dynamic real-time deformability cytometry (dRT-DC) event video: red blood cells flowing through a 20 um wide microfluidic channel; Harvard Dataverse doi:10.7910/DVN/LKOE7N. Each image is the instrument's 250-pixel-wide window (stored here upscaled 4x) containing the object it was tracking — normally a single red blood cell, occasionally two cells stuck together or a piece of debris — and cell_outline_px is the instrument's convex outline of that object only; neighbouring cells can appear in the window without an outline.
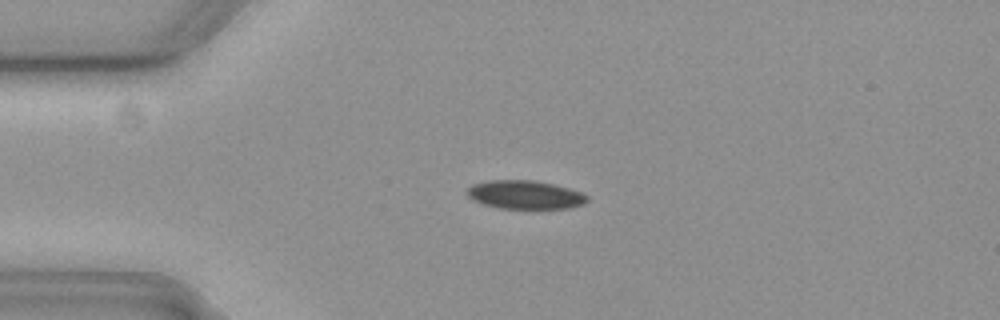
{"species": "common noctule bat (a hibernating species)", "species_latin": "Nyctalus noctula", "temperature_condition": "cold", "stored_images_in_passage": 53, "camera_frame_rate_fps": 3000, "um_per_image_px": 0.085, "animal": {"sex": "female", "body_mass_g": 19.3, "forearm_length_mm": 54.1}, "frame": {"image": 1, "passage_image": 10, "time_ms": 3.0, "image_size_px": [1000, 320], "cell_outline_px": [[588, 200], [584, 204], [572, 208], [536, 212], [528, 212], [496, 208], [472, 200], [464, 192], [472, 184], [488, 180], [532, 180], [552, 184], [568, 188], [580, 192], [588, 196]], "centroid_in_image_um": [44.63, 16.62], "position_along_channel_um": 40.4, "area_um2": 21.21}}
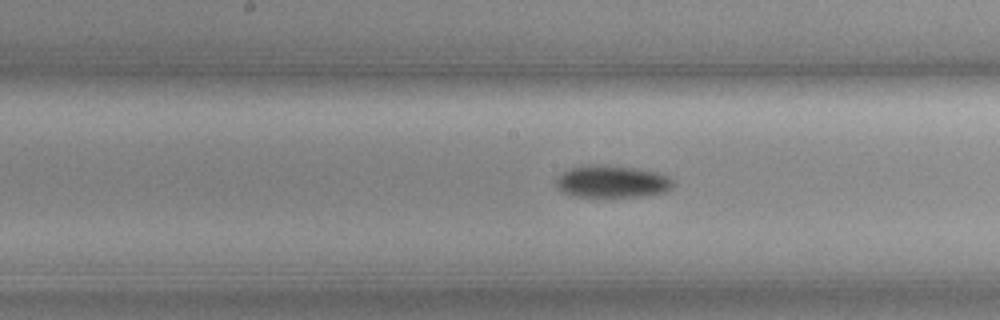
{"frame": {"image": 2, "passage_image": 25, "time_ms": 8.0, "image_size_px": [1000, 320], "cell_outline_px": [[672, 188], [664, 192], [648, 196], [612, 200], [572, 196], [560, 192], [556, 188], [556, 176], [572, 168], [588, 164], [600, 164], [636, 168], [656, 172], [668, 176], [672, 180]], "centroid_in_image_um": [51.98, 15.49], "position_along_channel_um": 196.2, "area_um2": 23.18}}
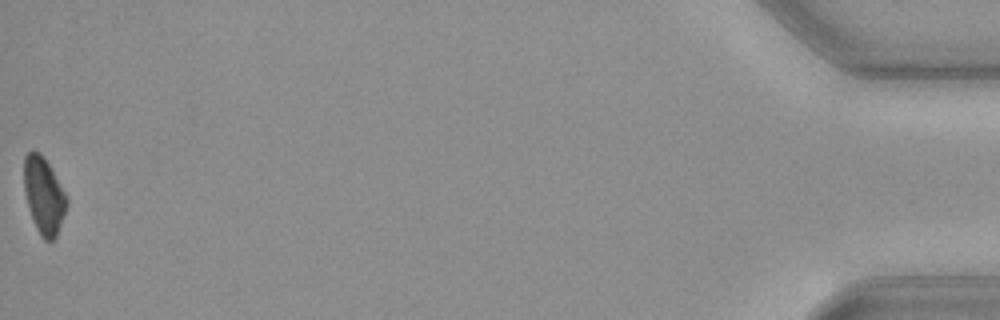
{"frame": {"image": 3, "passage_image": 53, "time_ms": 17.333, "image_size_px": [1000, 320], "cell_outline_px": [[68, 204], [56, 236], [52, 240], [44, 240], [40, 236], [32, 220], [24, 192], [24, 156], [28, 152], [36, 152], [48, 164], [64, 192], [68, 200]], "centroid_in_image_um": [3.71, 16.68], "position_along_channel_um": 431.5, "area_um2": 18.61}, "authors_computed_cell_mechanics": {"area_um2": 20.5768, "velocity_mm_per_s": 3.674, "shape_relaxation_time_tau1_ms": 3.349, "shape_relaxation_time_tau2_ms": null, "deformation_change_tau1": 0.0703, "deformation_change_tau2": null}}